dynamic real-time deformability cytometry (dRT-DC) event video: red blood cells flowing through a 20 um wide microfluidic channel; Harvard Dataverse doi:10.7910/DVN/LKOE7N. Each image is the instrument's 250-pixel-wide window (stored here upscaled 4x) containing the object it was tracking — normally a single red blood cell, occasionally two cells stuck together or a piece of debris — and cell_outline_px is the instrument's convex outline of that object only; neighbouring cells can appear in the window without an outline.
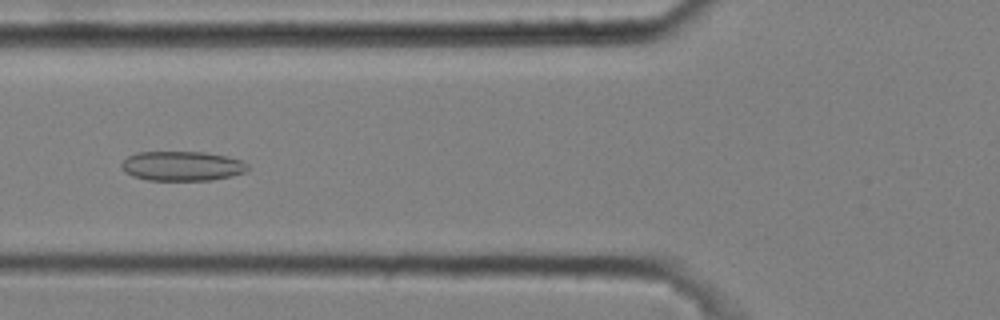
{"species": "common noctule bat (a hibernating species)", "species_latin": "Nyctalus noctula", "temperature_condition": "cold", "stored_images_in_passage": 40, "camera_frame_rate_fps": 3000, "um_per_image_px": 0.085, "animal": {"sex": "male", "body_mass_g": 20.4}, "frame": {"image": 1, "passage_image": 8, "time_ms": 2.333, "image_size_px": [1000, 320], "cell_outline_px": [[248, 168], [244, 172], [232, 176], [212, 180], [148, 180], [132, 176], [124, 172], [120, 164], [128, 156], [136, 152], [204, 152], [228, 156], [240, 160], [248, 164]], "centroid_in_image_um": [15.46, 14.11], "position_along_channel_um": 110.3, "area_um2": 21.85}}
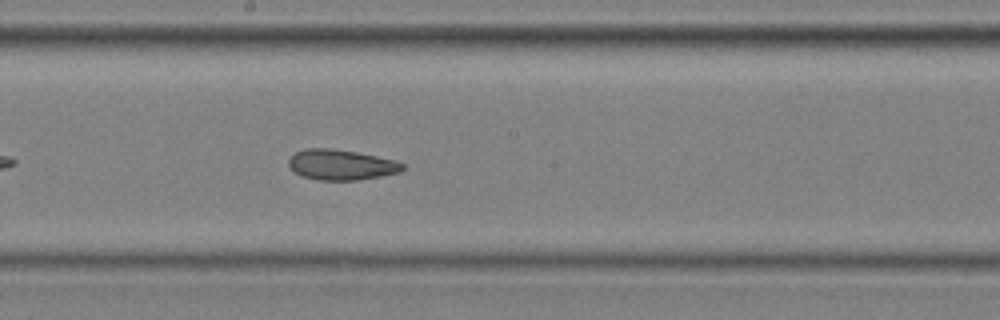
{"frame": {"image": 2, "passage_image": 17, "time_ms": 5.333, "image_size_px": [1000, 320], "cell_outline_px": [[404, 168], [400, 172], [380, 176], [356, 180], [320, 180], [304, 176], [296, 172], [288, 164], [288, 160], [296, 152], [304, 148], [332, 148], [356, 152], [396, 160], [404, 164]], "centroid_in_image_um": [29.02, 13.99], "position_along_channel_um": 219.2, "area_um2": 20.0}}
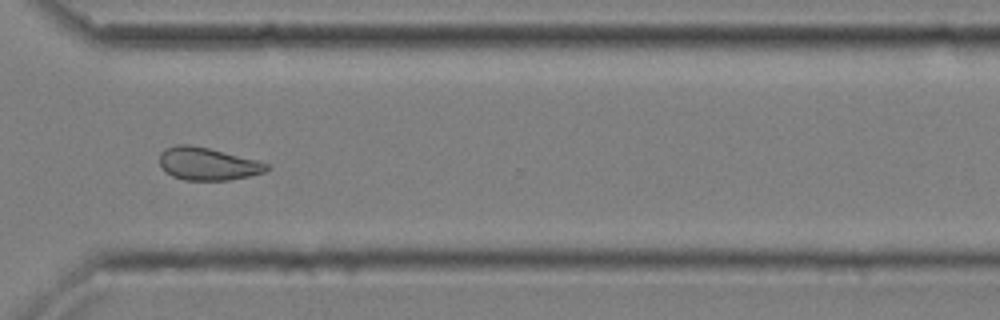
{"frame": {"image": 3, "passage_image": 28, "time_ms": 9.0, "image_size_px": [1000, 320], "cell_outline_px": [[268, 168], [264, 172], [248, 176], [228, 180], [184, 180], [172, 176], [160, 164], [160, 152], [164, 148], [176, 144], [188, 144], [208, 148], [256, 160], [268, 164]], "centroid_in_image_um": [17.61, 13.92], "position_along_channel_um": 353.0, "area_um2": 20.11}, "authors_computed_cell_mechanics": {"area_um2": 20.7502, "velocity_mm_per_s": 3.629, "shape_relaxation_time_tau1_ms": null, "shape_relaxation_time_tau2_ms": 3.4512, "deformation_change_tau1": null, "deformation_change_tau2": 0.0984}}